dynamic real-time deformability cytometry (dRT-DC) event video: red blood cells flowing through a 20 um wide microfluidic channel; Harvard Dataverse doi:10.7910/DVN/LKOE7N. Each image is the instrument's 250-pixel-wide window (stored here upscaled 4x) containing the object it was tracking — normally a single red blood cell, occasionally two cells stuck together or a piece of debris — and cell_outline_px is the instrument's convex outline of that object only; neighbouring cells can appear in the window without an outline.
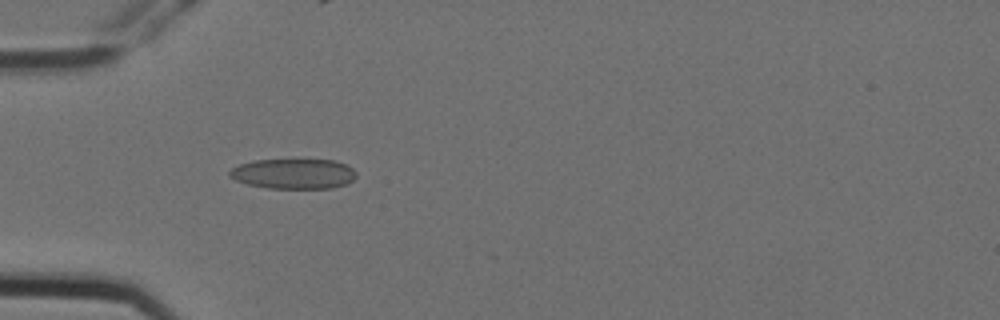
{"species": "Egyptian fruit bat (a non-hibernating species)", "species_latin": "Rousettus aegyptiacus", "temperature_condition": "cold", "stored_images_in_passage": 7, "camera_frame_rate_fps": 3000, "um_per_image_px": 0.085, "animal": {"sex": "female"}, "frame": {"image": 1, "passage_image": 4, "time_ms": 1.0, "image_size_px": [1000, 320], "cell_outline_px": [[356, 176], [348, 184], [332, 188], [268, 188], [248, 184], [236, 180], [228, 176], [228, 172], [232, 168], [240, 164], [252, 160], [332, 160], [344, 164], [352, 168], [356, 172]], "centroid_in_image_um": [24.94, 14.77], "position_along_channel_um": 60.1, "area_um2": 22.2}}
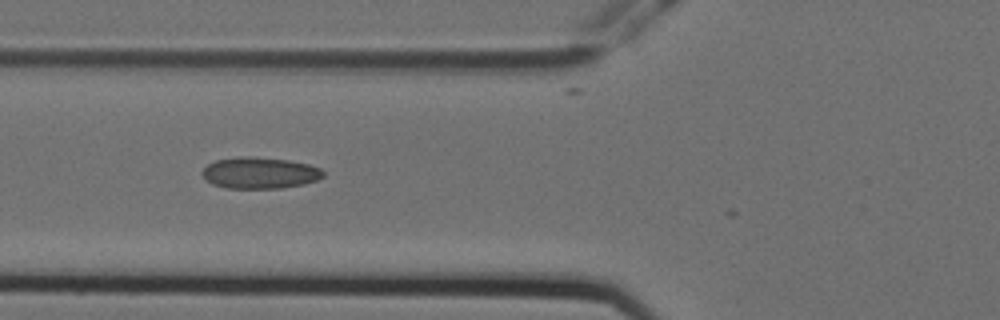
{"frame": {"image": 2, "passage_image": 5, "time_ms": 1.333, "image_size_px": [1000, 320], "cell_outline_px": [[324, 176], [316, 180], [304, 184], [280, 188], [228, 188], [212, 184], [200, 172], [208, 164], [216, 160], [236, 156], [256, 156], [288, 160], [308, 164], [320, 168], [324, 172]], "centroid_in_image_um": [22.08, 14.68], "position_along_channel_um": 103.7, "area_um2": 22.2}}
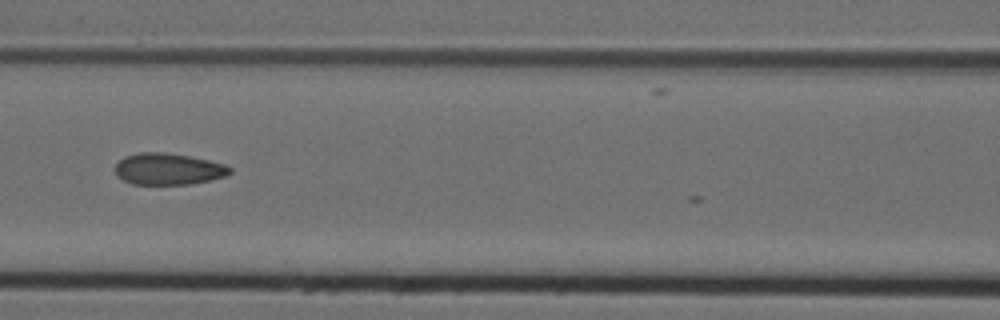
{"frame": {"image": 3, "passage_image": 6, "time_ms": 1.667, "image_size_px": [1000, 320], "cell_outline_px": [[232, 172], [224, 176], [208, 180], [188, 184], [132, 184], [116, 176], [116, 164], [124, 156], [140, 152], [164, 152], [188, 156], [208, 160], [224, 164], [232, 168]], "centroid_in_image_um": [14.28, 14.36], "position_along_channel_um": 152.3, "area_um2": 20.92}}